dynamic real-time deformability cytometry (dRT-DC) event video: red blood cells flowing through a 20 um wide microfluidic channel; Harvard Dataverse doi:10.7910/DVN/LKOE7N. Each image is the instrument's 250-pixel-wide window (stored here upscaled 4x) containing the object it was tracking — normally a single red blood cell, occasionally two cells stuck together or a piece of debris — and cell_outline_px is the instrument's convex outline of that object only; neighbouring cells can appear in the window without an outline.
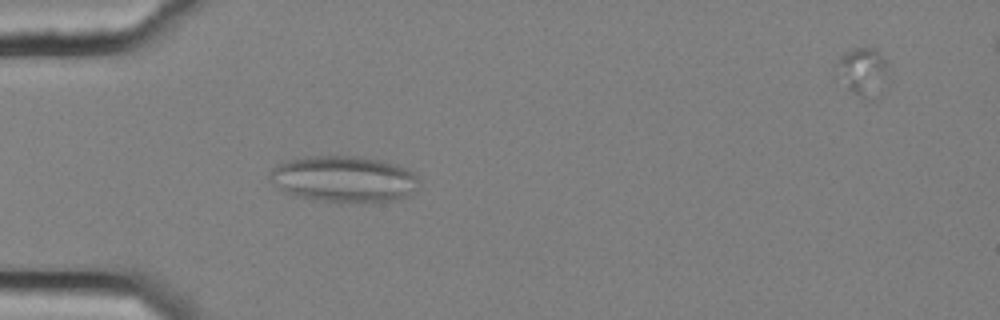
{"species": "common noctule bat (a hibernating species)", "species_latin": "Nyctalus noctula", "temperature_condition": "cold", "stored_images_in_passage": 57, "camera_frame_rate_fps": 3000, "um_per_image_px": 0.085, "animal": {"sex": "female", "body_mass_g": 25.1}, "frame": {"image": 1, "passage_image": 17, "time_ms": 5.333, "image_size_px": [1000, 320], "cell_outline_px": [[420, 184], [416, 192], [392, 200], [364, 204], [312, 200], [292, 196], [284, 192], [268, 180], [268, 176], [272, 168], [288, 160], [304, 156], [356, 156], [380, 160], [396, 164], [420, 176]], "centroid_in_image_um": [29.23, 15.24], "position_along_channel_um": 55.8, "area_um2": 41.1}}